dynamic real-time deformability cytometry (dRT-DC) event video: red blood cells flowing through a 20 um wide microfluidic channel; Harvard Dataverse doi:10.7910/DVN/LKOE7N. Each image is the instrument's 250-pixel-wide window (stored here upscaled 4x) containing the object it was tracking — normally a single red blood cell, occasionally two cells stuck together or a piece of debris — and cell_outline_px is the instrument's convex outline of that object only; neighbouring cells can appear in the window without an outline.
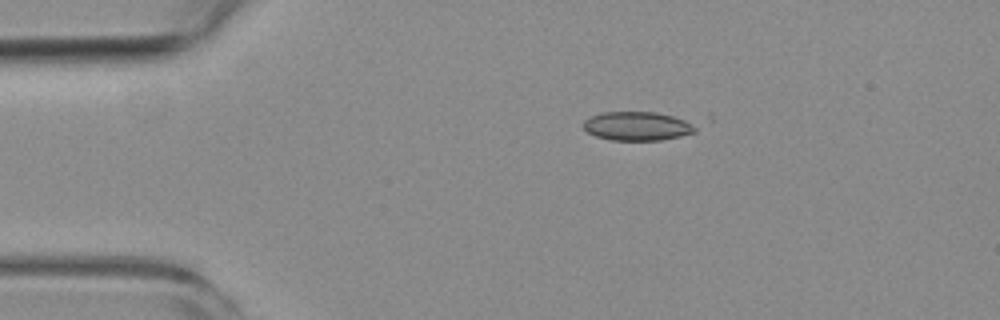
{"species": "common noctule bat (a hibernating species)", "species_latin": "Nyctalus noctula", "temperature_condition": "room temperature", "stored_images_in_passage": 6, "camera_frame_rate_fps": 3000, "um_per_image_px": 0.085, "animal": {"sex": "female", "body_mass_g": 19.3, "forearm_length_mm": 54.1}, "frame": {"image": 1, "passage_image": 3, "time_ms": 2.333, "image_size_px": [1000, 320], "cell_outline_px": [[696, 132], [680, 136], [660, 140], [612, 140], [596, 136], [588, 132], [584, 128], [584, 120], [592, 116], [604, 112], [656, 112], [672, 116], [684, 120], [692, 124], [696, 128]], "centroid_in_image_um": [54.16, 10.72], "position_along_channel_um": 30.8, "area_um2": 18.55}}
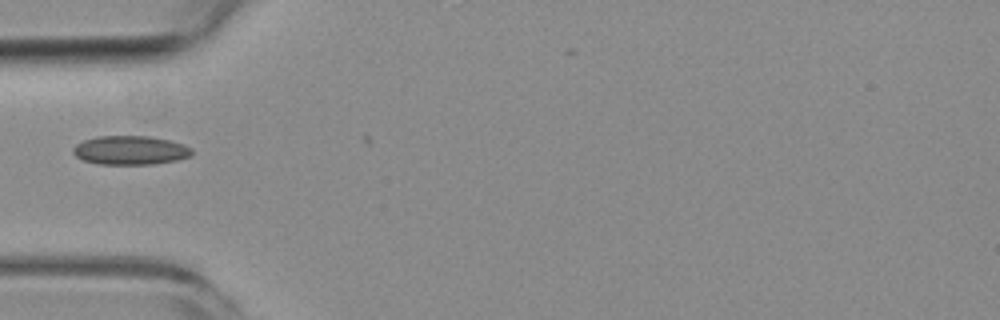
{"frame": {"image": 2, "passage_image": 5, "time_ms": 4.667, "image_size_px": [1000, 320], "cell_outline_px": [[192, 156], [176, 160], [152, 164], [100, 164], [84, 160], [76, 156], [72, 152], [72, 148], [76, 144], [84, 140], [96, 136], [148, 136], [168, 140], [184, 144], [192, 148]], "centroid_in_image_um": [11.08, 12.77], "position_along_channel_um": 73.9, "area_um2": 20.0}}